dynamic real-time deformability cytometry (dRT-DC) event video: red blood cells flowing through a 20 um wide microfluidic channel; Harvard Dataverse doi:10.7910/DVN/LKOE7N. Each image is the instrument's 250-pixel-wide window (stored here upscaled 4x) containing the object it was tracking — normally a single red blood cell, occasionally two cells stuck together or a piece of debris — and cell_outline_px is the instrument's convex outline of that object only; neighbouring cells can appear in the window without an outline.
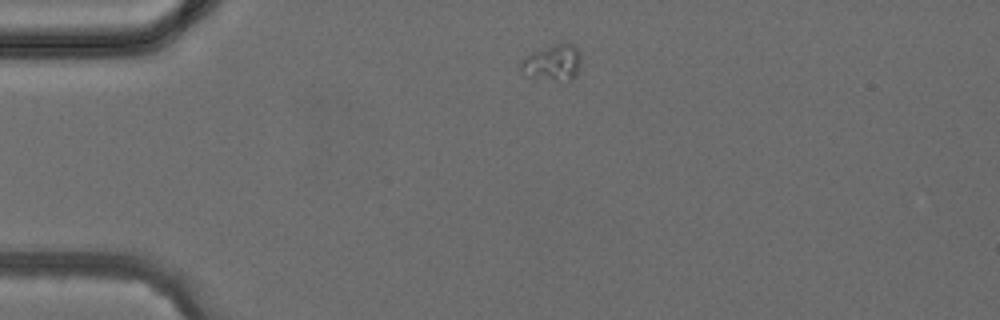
{"species": "common noctule bat (a hibernating species)", "species_latin": "Nyctalus noctula", "temperature_condition": "cold", "stored_images_in_passage": 2, "camera_frame_rate_fps": 3000, "um_per_image_px": 0.085, "animal": {"sex": "female", "body_mass_g": 24.6, "forearm_length_mm": 56.2}, "frame": {"image": 1, "passage_image": 1, "time_ms": 0.0, "image_size_px": [1000, 320], "cell_outline_px": [[580, 64], [572, 80], [568, 84], [532, 76], [520, 72], [520, 64], [524, 56], [532, 52], [564, 40], [572, 44], [580, 52]], "centroid_in_image_um": [46.99, 5.32], "position_along_channel_um": 38.0, "area_um2": 13.06}}